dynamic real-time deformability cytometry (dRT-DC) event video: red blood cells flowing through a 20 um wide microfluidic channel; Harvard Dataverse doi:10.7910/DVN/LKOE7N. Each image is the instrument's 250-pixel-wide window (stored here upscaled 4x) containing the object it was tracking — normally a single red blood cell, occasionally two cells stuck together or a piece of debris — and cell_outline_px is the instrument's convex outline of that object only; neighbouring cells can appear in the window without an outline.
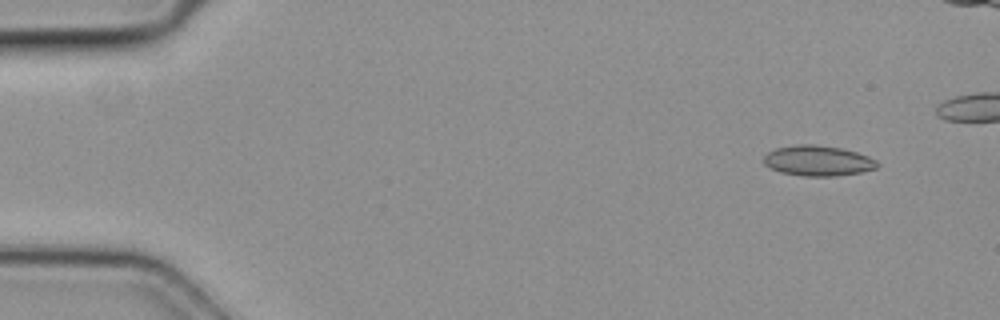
{"species": "common noctule bat (a hibernating species)", "species_latin": "Nyctalus noctula", "temperature_condition": "cold", "stored_images_in_passage": 4, "camera_frame_rate_fps": 3000, "um_per_image_px": 0.085, "animal": {"sex": "female", "body_mass_g": 19.3, "forearm_length_mm": 54.1}, "frame": {"image": 1, "passage_image": 1, "time_ms": 0.0, "image_size_px": [1000, 320], "cell_outline_px": [[880, 164], [876, 168], [860, 172], [836, 176], [804, 176], [780, 172], [764, 164], [764, 156], [768, 152], [776, 148], [800, 144], [812, 144], [840, 148], [856, 152], [868, 156], [876, 160]], "centroid_in_image_um": [69.53, 13.66], "position_along_channel_um": 15.5, "area_um2": 19.94}}